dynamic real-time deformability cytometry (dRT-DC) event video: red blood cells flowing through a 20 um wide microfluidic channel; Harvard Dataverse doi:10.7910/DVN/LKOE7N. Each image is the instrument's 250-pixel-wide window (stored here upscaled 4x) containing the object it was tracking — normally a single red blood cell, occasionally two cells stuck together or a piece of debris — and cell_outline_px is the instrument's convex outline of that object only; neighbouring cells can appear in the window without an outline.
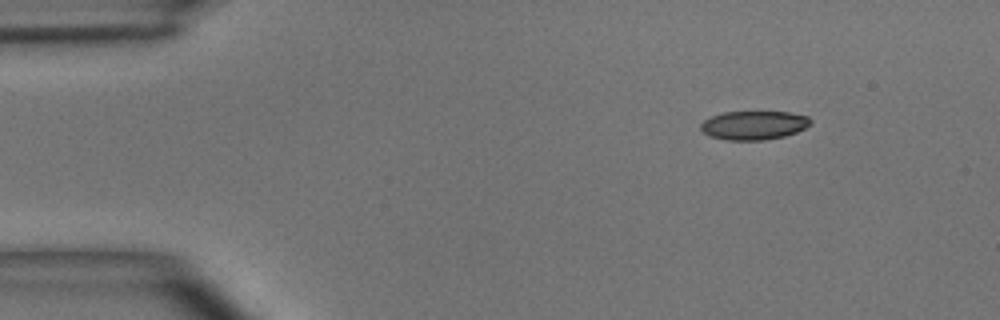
{"species": "common noctule bat (a hibernating species)", "species_latin": "Nyctalus noctula", "temperature_condition": "room temperature", "stored_images_in_passage": 3, "camera_frame_rate_fps": 3000, "um_per_image_px": 0.085, "animal": {"sex": "male", "body_mass_g": 15.6}, "frame": {"image": 1, "passage_image": 1, "time_ms": 0.0, "image_size_px": [1000, 320], "cell_outline_px": [[812, 124], [796, 132], [784, 136], [764, 140], [724, 140], [708, 136], [700, 128], [700, 124], [704, 120], [712, 116], [724, 112], [788, 112], [808, 116], [812, 120]], "centroid_in_image_um": [64.07, 10.65], "position_along_channel_um": 20.9, "area_um2": 18.5}}